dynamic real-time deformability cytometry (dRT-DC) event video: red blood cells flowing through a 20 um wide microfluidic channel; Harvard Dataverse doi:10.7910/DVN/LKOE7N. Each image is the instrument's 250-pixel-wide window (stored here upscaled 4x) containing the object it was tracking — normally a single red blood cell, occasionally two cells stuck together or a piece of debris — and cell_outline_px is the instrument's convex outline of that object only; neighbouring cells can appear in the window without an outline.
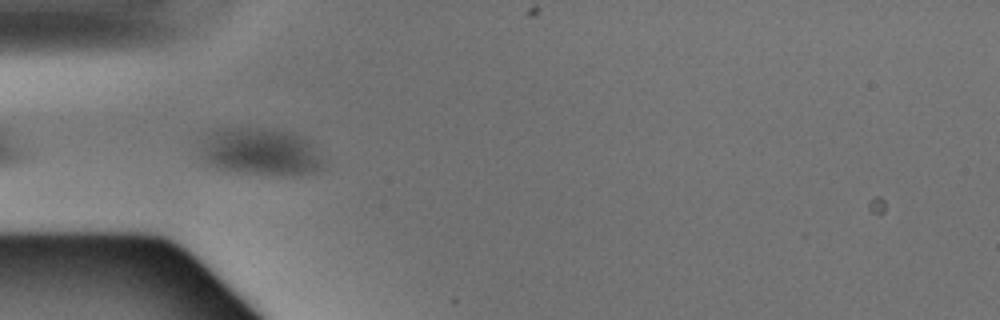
{"species": "Egyptian fruit bat (a non-hibernating species)", "species_latin": "Rousettus aegyptiacus", "temperature_condition": "warm", "stored_images_in_passage": 5, "camera_frame_rate_fps": 3000, "um_per_image_px": 0.085, "animal": {"sex": "male"}, "frame": {"image": 1, "passage_image": 4, "time_ms": 1.0, "image_size_px": [1000, 320], "cell_outline_px": [[324, 168], [312, 172], [296, 176], [276, 176], [224, 172], [208, 164], [200, 156], [200, 148], [204, 136], [216, 128], [260, 128], [284, 132], [300, 136], [324, 160]], "centroid_in_image_um": [22.04, 12.96], "position_along_channel_um": 63.0, "area_um2": 34.39}}
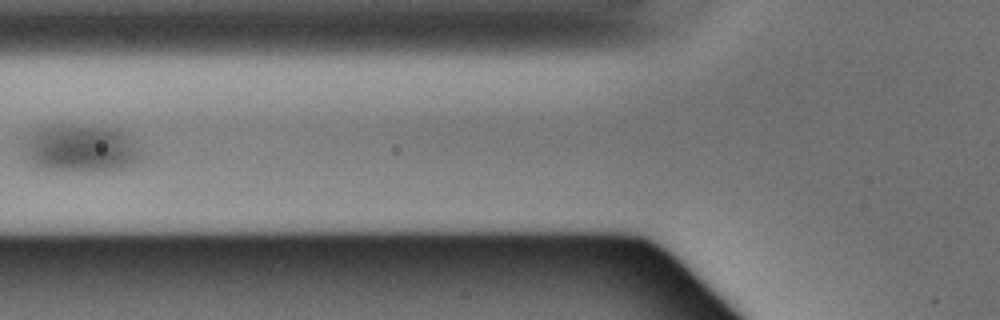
{"frame": {"image": 2, "passage_image": 5, "time_ms": 1.333, "image_size_px": [1000, 320], "cell_outline_px": [[144, 152], [140, 160], [124, 168], [108, 172], [80, 172], [36, 168], [28, 164], [24, 156], [24, 144], [28, 136], [36, 128], [44, 124], [72, 124], [120, 128]], "centroid_in_image_um": [6.84, 12.62], "position_along_channel_um": 119.0, "area_um2": 34.16}}